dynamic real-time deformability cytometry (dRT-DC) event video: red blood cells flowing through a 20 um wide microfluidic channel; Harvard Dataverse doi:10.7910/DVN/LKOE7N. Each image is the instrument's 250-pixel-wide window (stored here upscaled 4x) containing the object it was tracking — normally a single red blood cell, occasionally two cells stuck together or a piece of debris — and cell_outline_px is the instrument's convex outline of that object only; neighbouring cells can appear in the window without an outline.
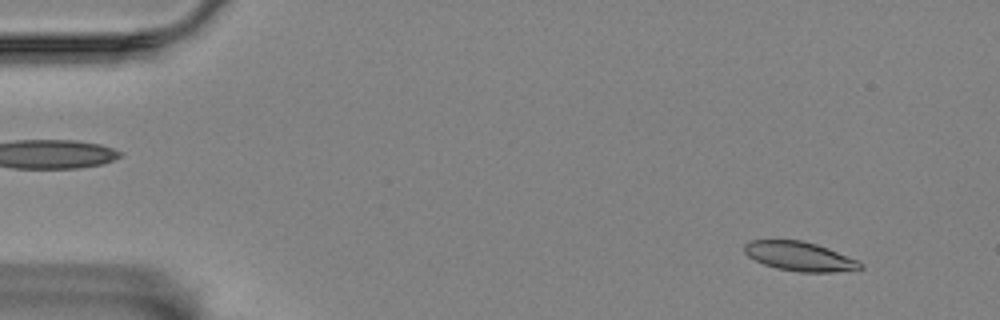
{"species": "Egyptian fruit bat (a non-hibernating species)", "species_latin": "Rousettus aegyptiacus", "temperature_condition": "room temperature", "stored_images_in_passage": 56, "camera_frame_rate_fps": 3000, "um_per_image_px": 0.085, "animal": {"sex": "female"}, "frame": {"image": 1, "passage_image": 2, "time_ms": 0.333, "image_size_px": [1000, 320], "cell_outline_px": [[864, 268], [836, 272], [800, 272], [776, 268], [764, 264], [748, 256], [744, 252], [744, 244], [748, 240], [804, 240], [828, 248], [860, 260], [864, 264]], "centroid_in_image_um": [68.0, 21.79], "position_along_channel_um": 17.0, "area_um2": 19.94}}
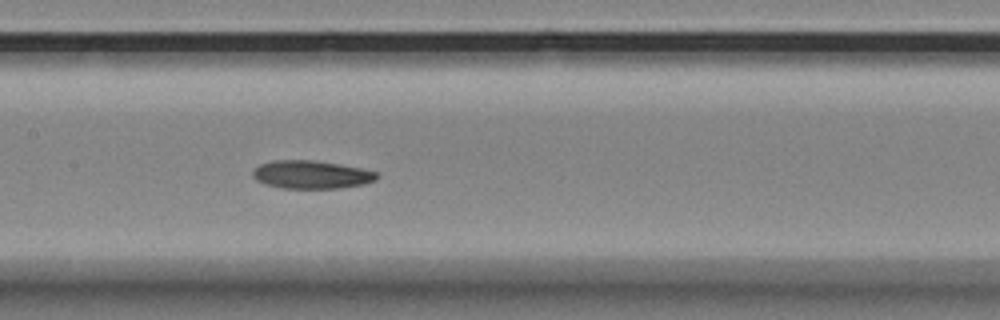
{"frame": {"image": 2, "passage_image": 25, "time_ms": 8.0, "image_size_px": [1000, 320], "cell_outline_px": [[380, 176], [376, 180], [364, 184], [340, 188], [280, 188], [264, 184], [256, 180], [252, 176], [252, 172], [260, 164], [276, 160], [312, 160], [340, 164], [360, 168], [376, 172]], "centroid_in_image_um": [26.47, 14.85], "position_along_channel_um": 180.9, "area_um2": 20.35}}
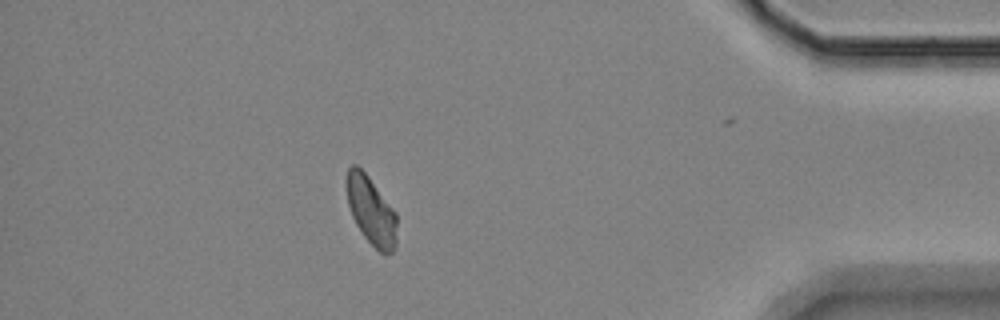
{"frame": {"image": 3, "passage_image": 48, "time_ms": 15.667, "image_size_px": [1000, 320], "cell_outline_px": [[396, 248], [392, 252], [384, 256], [364, 236], [356, 224], [352, 216], [348, 204], [344, 184], [348, 168], [352, 164], [356, 164], [368, 176], [396, 212]], "centroid_in_image_um": [31.52, 17.89], "position_along_channel_um": 403.7, "area_um2": 20.17}, "authors_computed_cell_mechanics": {"area_um2": 20.1722, "velocity_mm_per_s": 3.4399, "shape_relaxation_time_tau1_ms": 7.4825, "shape_relaxation_time_tau2_ms": 3.159, "deformation_change_tau1": 0.158, "deformation_change_tau2": 0.0755}}